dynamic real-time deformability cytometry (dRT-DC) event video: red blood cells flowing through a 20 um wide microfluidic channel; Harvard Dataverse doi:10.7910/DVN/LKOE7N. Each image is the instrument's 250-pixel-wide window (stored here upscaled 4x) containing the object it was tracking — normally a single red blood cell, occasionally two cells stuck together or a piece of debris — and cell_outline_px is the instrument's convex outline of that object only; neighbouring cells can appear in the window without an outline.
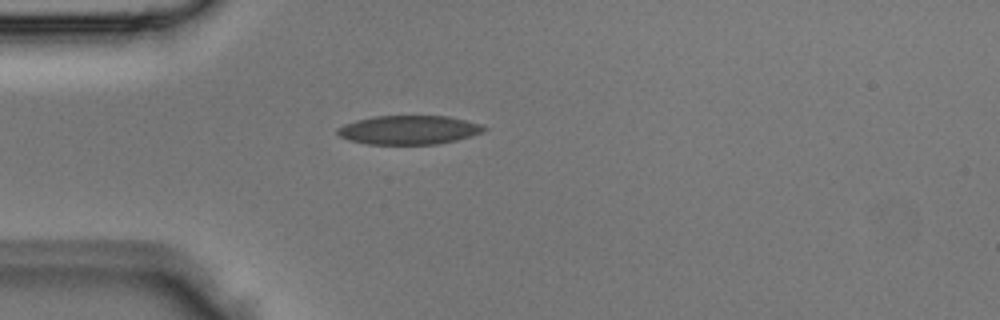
{"species": "Egyptian fruit bat (a non-hibernating species)", "species_latin": "Rousettus aegyptiacus", "temperature_condition": "room temperature", "stored_images_in_passage": 2, "camera_frame_rate_fps": 3000, "um_per_image_px": 0.085, "animal": {"sex": "male"}, "frame": {"image": 1, "passage_image": 2, "time_ms": 0.333, "image_size_px": [1000, 320], "cell_outline_px": [[488, 128], [484, 132], [472, 136], [456, 140], [436, 144], [368, 144], [348, 140], [340, 136], [336, 132], [336, 128], [344, 124], [356, 120], [372, 116], [448, 116], [480, 124]], "centroid_in_image_um": [34.74, 11.04], "position_along_channel_um": 50.3, "area_um2": 24.74}}